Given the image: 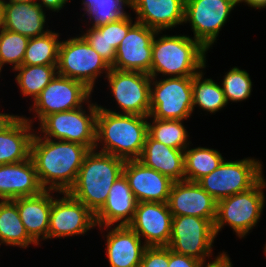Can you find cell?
Segmentation results:
<instances>
[{"label":"cell","mask_w":266,"mask_h":267,"mask_svg":"<svg viewBox=\"0 0 266 267\" xmlns=\"http://www.w3.org/2000/svg\"><path fill=\"white\" fill-rule=\"evenodd\" d=\"M89 151L79 143L48 139L35 132L30 157L41 187L44 190L68 192Z\"/></svg>","instance_id":"obj_1"},{"label":"cell","mask_w":266,"mask_h":267,"mask_svg":"<svg viewBox=\"0 0 266 267\" xmlns=\"http://www.w3.org/2000/svg\"><path fill=\"white\" fill-rule=\"evenodd\" d=\"M148 135V117L118 114L98 105L95 150L123 160H136L142 154Z\"/></svg>","instance_id":"obj_2"},{"label":"cell","mask_w":266,"mask_h":267,"mask_svg":"<svg viewBox=\"0 0 266 267\" xmlns=\"http://www.w3.org/2000/svg\"><path fill=\"white\" fill-rule=\"evenodd\" d=\"M157 31L152 42L151 77H193L207 66L208 51L187 34Z\"/></svg>","instance_id":"obj_3"},{"label":"cell","mask_w":266,"mask_h":267,"mask_svg":"<svg viewBox=\"0 0 266 267\" xmlns=\"http://www.w3.org/2000/svg\"><path fill=\"white\" fill-rule=\"evenodd\" d=\"M124 163L119 157L90 150L68 193L96 214L105 204L113 183L123 174Z\"/></svg>","instance_id":"obj_4"},{"label":"cell","mask_w":266,"mask_h":267,"mask_svg":"<svg viewBox=\"0 0 266 267\" xmlns=\"http://www.w3.org/2000/svg\"><path fill=\"white\" fill-rule=\"evenodd\" d=\"M265 189L266 178L263 176L249 190L217 201L214 222L216 237L226 225L239 239L246 238L255 227H258L266 205Z\"/></svg>","instance_id":"obj_5"},{"label":"cell","mask_w":266,"mask_h":267,"mask_svg":"<svg viewBox=\"0 0 266 267\" xmlns=\"http://www.w3.org/2000/svg\"><path fill=\"white\" fill-rule=\"evenodd\" d=\"M97 112L98 102L91 97L80 108L45 116L36 126L35 132L40 137L75 142L93 150Z\"/></svg>","instance_id":"obj_6"},{"label":"cell","mask_w":266,"mask_h":267,"mask_svg":"<svg viewBox=\"0 0 266 267\" xmlns=\"http://www.w3.org/2000/svg\"><path fill=\"white\" fill-rule=\"evenodd\" d=\"M110 69L111 66L80 33L60 41L58 75L80 81L94 93L98 78L105 79Z\"/></svg>","instance_id":"obj_7"},{"label":"cell","mask_w":266,"mask_h":267,"mask_svg":"<svg viewBox=\"0 0 266 267\" xmlns=\"http://www.w3.org/2000/svg\"><path fill=\"white\" fill-rule=\"evenodd\" d=\"M264 164L259 158L247 157L234 161L226 158L197 183L216 201L252 188L263 176Z\"/></svg>","instance_id":"obj_8"},{"label":"cell","mask_w":266,"mask_h":267,"mask_svg":"<svg viewBox=\"0 0 266 267\" xmlns=\"http://www.w3.org/2000/svg\"><path fill=\"white\" fill-rule=\"evenodd\" d=\"M152 77L139 71H121L111 68L104 81L113 102L117 108L99 107L118 114H133L149 116L150 114V85ZM109 87V88H108ZM117 109V110H116Z\"/></svg>","instance_id":"obj_9"},{"label":"cell","mask_w":266,"mask_h":267,"mask_svg":"<svg viewBox=\"0 0 266 267\" xmlns=\"http://www.w3.org/2000/svg\"><path fill=\"white\" fill-rule=\"evenodd\" d=\"M192 80L193 77H152L148 117L188 121L194 114Z\"/></svg>","instance_id":"obj_10"},{"label":"cell","mask_w":266,"mask_h":267,"mask_svg":"<svg viewBox=\"0 0 266 267\" xmlns=\"http://www.w3.org/2000/svg\"><path fill=\"white\" fill-rule=\"evenodd\" d=\"M236 0H185L184 24L190 26L193 39L208 52L217 43L220 31L229 22Z\"/></svg>","instance_id":"obj_11"},{"label":"cell","mask_w":266,"mask_h":267,"mask_svg":"<svg viewBox=\"0 0 266 267\" xmlns=\"http://www.w3.org/2000/svg\"><path fill=\"white\" fill-rule=\"evenodd\" d=\"M216 238L214 225L208 219L192 215L173 216L168 247L176 253L207 262L214 259Z\"/></svg>","instance_id":"obj_12"},{"label":"cell","mask_w":266,"mask_h":267,"mask_svg":"<svg viewBox=\"0 0 266 267\" xmlns=\"http://www.w3.org/2000/svg\"><path fill=\"white\" fill-rule=\"evenodd\" d=\"M93 95L82 82L57 75L29 104L33 117L23 115L32 125L37 124L47 115L74 110L83 106Z\"/></svg>","instance_id":"obj_13"},{"label":"cell","mask_w":266,"mask_h":267,"mask_svg":"<svg viewBox=\"0 0 266 267\" xmlns=\"http://www.w3.org/2000/svg\"><path fill=\"white\" fill-rule=\"evenodd\" d=\"M96 227L95 214L82 202L68 192L53 191L48 240L86 236Z\"/></svg>","instance_id":"obj_14"},{"label":"cell","mask_w":266,"mask_h":267,"mask_svg":"<svg viewBox=\"0 0 266 267\" xmlns=\"http://www.w3.org/2000/svg\"><path fill=\"white\" fill-rule=\"evenodd\" d=\"M157 31L136 22L116 50L111 68L121 71H139L150 75L152 42Z\"/></svg>","instance_id":"obj_15"},{"label":"cell","mask_w":266,"mask_h":267,"mask_svg":"<svg viewBox=\"0 0 266 267\" xmlns=\"http://www.w3.org/2000/svg\"><path fill=\"white\" fill-rule=\"evenodd\" d=\"M172 217L167 203L138 202L128 226L147 246H168Z\"/></svg>","instance_id":"obj_16"},{"label":"cell","mask_w":266,"mask_h":267,"mask_svg":"<svg viewBox=\"0 0 266 267\" xmlns=\"http://www.w3.org/2000/svg\"><path fill=\"white\" fill-rule=\"evenodd\" d=\"M167 205L172 216H197L208 219L214 225L217 201L197 182L174 181Z\"/></svg>","instance_id":"obj_17"},{"label":"cell","mask_w":266,"mask_h":267,"mask_svg":"<svg viewBox=\"0 0 266 267\" xmlns=\"http://www.w3.org/2000/svg\"><path fill=\"white\" fill-rule=\"evenodd\" d=\"M97 229L105 239L104 250L110 267H140L147 245L128 225Z\"/></svg>","instance_id":"obj_18"},{"label":"cell","mask_w":266,"mask_h":267,"mask_svg":"<svg viewBox=\"0 0 266 267\" xmlns=\"http://www.w3.org/2000/svg\"><path fill=\"white\" fill-rule=\"evenodd\" d=\"M123 174L137 202L167 203L174 182L168 176L145 166L138 159L126 160Z\"/></svg>","instance_id":"obj_19"},{"label":"cell","mask_w":266,"mask_h":267,"mask_svg":"<svg viewBox=\"0 0 266 267\" xmlns=\"http://www.w3.org/2000/svg\"><path fill=\"white\" fill-rule=\"evenodd\" d=\"M130 10L138 23L156 31H172L183 26L185 0H130Z\"/></svg>","instance_id":"obj_20"},{"label":"cell","mask_w":266,"mask_h":267,"mask_svg":"<svg viewBox=\"0 0 266 267\" xmlns=\"http://www.w3.org/2000/svg\"><path fill=\"white\" fill-rule=\"evenodd\" d=\"M137 200L122 174L111 186L103 207L95 214L97 227L129 225L135 215Z\"/></svg>","instance_id":"obj_21"},{"label":"cell","mask_w":266,"mask_h":267,"mask_svg":"<svg viewBox=\"0 0 266 267\" xmlns=\"http://www.w3.org/2000/svg\"><path fill=\"white\" fill-rule=\"evenodd\" d=\"M43 190L31 157L25 161L0 165V200L35 196Z\"/></svg>","instance_id":"obj_22"},{"label":"cell","mask_w":266,"mask_h":267,"mask_svg":"<svg viewBox=\"0 0 266 267\" xmlns=\"http://www.w3.org/2000/svg\"><path fill=\"white\" fill-rule=\"evenodd\" d=\"M45 11L37 3L3 2L2 28L29 38L42 36L51 30Z\"/></svg>","instance_id":"obj_23"},{"label":"cell","mask_w":266,"mask_h":267,"mask_svg":"<svg viewBox=\"0 0 266 267\" xmlns=\"http://www.w3.org/2000/svg\"><path fill=\"white\" fill-rule=\"evenodd\" d=\"M12 201L17 205L26 232L39 246H42V241L48 240L53 190H43L39 195L19 197Z\"/></svg>","instance_id":"obj_24"},{"label":"cell","mask_w":266,"mask_h":267,"mask_svg":"<svg viewBox=\"0 0 266 267\" xmlns=\"http://www.w3.org/2000/svg\"><path fill=\"white\" fill-rule=\"evenodd\" d=\"M138 160L145 166L168 176L172 181L184 180V150L166 146L147 135Z\"/></svg>","instance_id":"obj_25"},{"label":"cell","mask_w":266,"mask_h":267,"mask_svg":"<svg viewBox=\"0 0 266 267\" xmlns=\"http://www.w3.org/2000/svg\"><path fill=\"white\" fill-rule=\"evenodd\" d=\"M34 128L35 125L20 115L0 133V165L17 163L30 158Z\"/></svg>","instance_id":"obj_26"},{"label":"cell","mask_w":266,"mask_h":267,"mask_svg":"<svg viewBox=\"0 0 266 267\" xmlns=\"http://www.w3.org/2000/svg\"><path fill=\"white\" fill-rule=\"evenodd\" d=\"M27 249L39 245L28 235L12 200H0V246ZM1 249V247H0Z\"/></svg>","instance_id":"obj_27"},{"label":"cell","mask_w":266,"mask_h":267,"mask_svg":"<svg viewBox=\"0 0 266 267\" xmlns=\"http://www.w3.org/2000/svg\"><path fill=\"white\" fill-rule=\"evenodd\" d=\"M81 5L83 11L81 21L84 19V25L89 28L122 20L130 14L126 9L131 8L130 0H81Z\"/></svg>","instance_id":"obj_28"},{"label":"cell","mask_w":266,"mask_h":267,"mask_svg":"<svg viewBox=\"0 0 266 267\" xmlns=\"http://www.w3.org/2000/svg\"><path fill=\"white\" fill-rule=\"evenodd\" d=\"M203 68L192 80V94H193V112L195 108L205 111L210 115H215L217 112L227 107V102L220 82L214 79L204 77L206 72ZM209 112V113H208Z\"/></svg>","instance_id":"obj_29"},{"label":"cell","mask_w":266,"mask_h":267,"mask_svg":"<svg viewBox=\"0 0 266 267\" xmlns=\"http://www.w3.org/2000/svg\"><path fill=\"white\" fill-rule=\"evenodd\" d=\"M13 73L20 96L27 97L32 102L58 75L57 65H21Z\"/></svg>","instance_id":"obj_30"},{"label":"cell","mask_w":266,"mask_h":267,"mask_svg":"<svg viewBox=\"0 0 266 267\" xmlns=\"http://www.w3.org/2000/svg\"><path fill=\"white\" fill-rule=\"evenodd\" d=\"M189 145L184 150V180L198 182L225 159L218 149Z\"/></svg>","instance_id":"obj_31"},{"label":"cell","mask_w":266,"mask_h":267,"mask_svg":"<svg viewBox=\"0 0 266 267\" xmlns=\"http://www.w3.org/2000/svg\"><path fill=\"white\" fill-rule=\"evenodd\" d=\"M183 120L148 117V135L166 146L185 150L192 142Z\"/></svg>","instance_id":"obj_32"},{"label":"cell","mask_w":266,"mask_h":267,"mask_svg":"<svg viewBox=\"0 0 266 267\" xmlns=\"http://www.w3.org/2000/svg\"><path fill=\"white\" fill-rule=\"evenodd\" d=\"M61 33L50 30L46 34L30 38L22 65H57Z\"/></svg>","instance_id":"obj_33"},{"label":"cell","mask_w":266,"mask_h":267,"mask_svg":"<svg viewBox=\"0 0 266 267\" xmlns=\"http://www.w3.org/2000/svg\"><path fill=\"white\" fill-rule=\"evenodd\" d=\"M224 74L223 77H220L222 79L219 82L227 104L230 102L241 103L248 100L253 91V82L248 71L238 66H233Z\"/></svg>","instance_id":"obj_34"},{"label":"cell","mask_w":266,"mask_h":267,"mask_svg":"<svg viewBox=\"0 0 266 267\" xmlns=\"http://www.w3.org/2000/svg\"><path fill=\"white\" fill-rule=\"evenodd\" d=\"M29 39L16 32L0 30V75L5 65H10L12 72L22 65Z\"/></svg>","instance_id":"obj_35"},{"label":"cell","mask_w":266,"mask_h":267,"mask_svg":"<svg viewBox=\"0 0 266 267\" xmlns=\"http://www.w3.org/2000/svg\"><path fill=\"white\" fill-rule=\"evenodd\" d=\"M82 29L80 34L92 46V48L110 65L115 62L116 49L106 39V25Z\"/></svg>","instance_id":"obj_36"},{"label":"cell","mask_w":266,"mask_h":267,"mask_svg":"<svg viewBox=\"0 0 266 267\" xmlns=\"http://www.w3.org/2000/svg\"><path fill=\"white\" fill-rule=\"evenodd\" d=\"M134 19V21H133ZM130 13L124 19L106 24V39L116 50L126 36L128 30L136 23Z\"/></svg>","instance_id":"obj_37"},{"label":"cell","mask_w":266,"mask_h":267,"mask_svg":"<svg viewBox=\"0 0 266 267\" xmlns=\"http://www.w3.org/2000/svg\"><path fill=\"white\" fill-rule=\"evenodd\" d=\"M168 246H147L140 263V267H168Z\"/></svg>","instance_id":"obj_38"},{"label":"cell","mask_w":266,"mask_h":267,"mask_svg":"<svg viewBox=\"0 0 266 267\" xmlns=\"http://www.w3.org/2000/svg\"><path fill=\"white\" fill-rule=\"evenodd\" d=\"M203 262L183 254L176 253L169 248V266L168 267H200Z\"/></svg>","instance_id":"obj_39"},{"label":"cell","mask_w":266,"mask_h":267,"mask_svg":"<svg viewBox=\"0 0 266 267\" xmlns=\"http://www.w3.org/2000/svg\"><path fill=\"white\" fill-rule=\"evenodd\" d=\"M227 253L228 252H225L224 250L218 252L214 259L203 262L200 267H233L231 258Z\"/></svg>","instance_id":"obj_40"},{"label":"cell","mask_w":266,"mask_h":267,"mask_svg":"<svg viewBox=\"0 0 266 267\" xmlns=\"http://www.w3.org/2000/svg\"><path fill=\"white\" fill-rule=\"evenodd\" d=\"M68 2L71 3V0H36V3L43 9L54 13H60V10H62Z\"/></svg>","instance_id":"obj_41"},{"label":"cell","mask_w":266,"mask_h":267,"mask_svg":"<svg viewBox=\"0 0 266 267\" xmlns=\"http://www.w3.org/2000/svg\"><path fill=\"white\" fill-rule=\"evenodd\" d=\"M19 116L20 114L5 113V111L2 113L0 111V133L7 129Z\"/></svg>","instance_id":"obj_42"},{"label":"cell","mask_w":266,"mask_h":267,"mask_svg":"<svg viewBox=\"0 0 266 267\" xmlns=\"http://www.w3.org/2000/svg\"><path fill=\"white\" fill-rule=\"evenodd\" d=\"M245 3V4H244ZM247 5L250 8H254L255 10H264V8L266 9V0H241L239 2V5Z\"/></svg>","instance_id":"obj_43"},{"label":"cell","mask_w":266,"mask_h":267,"mask_svg":"<svg viewBox=\"0 0 266 267\" xmlns=\"http://www.w3.org/2000/svg\"><path fill=\"white\" fill-rule=\"evenodd\" d=\"M3 26V0H0V30Z\"/></svg>","instance_id":"obj_44"},{"label":"cell","mask_w":266,"mask_h":267,"mask_svg":"<svg viewBox=\"0 0 266 267\" xmlns=\"http://www.w3.org/2000/svg\"><path fill=\"white\" fill-rule=\"evenodd\" d=\"M3 2H15V3H36V0H3Z\"/></svg>","instance_id":"obj_45"},{"label":"cell","mask_w":266,"mask_h":267,"mask_svg":"<svg viewBox=\"0 0 266 267\" xmlns=\"http://www.w3.org/2000/svg\"><path fill=\"white\" fill-rule=\"evenodd\" d=\"M263 246H264V248H263V253H264L265 258H266V242H265V244H264Z\"/></svg>","instance_id":"obj_46"}]
</instances>
